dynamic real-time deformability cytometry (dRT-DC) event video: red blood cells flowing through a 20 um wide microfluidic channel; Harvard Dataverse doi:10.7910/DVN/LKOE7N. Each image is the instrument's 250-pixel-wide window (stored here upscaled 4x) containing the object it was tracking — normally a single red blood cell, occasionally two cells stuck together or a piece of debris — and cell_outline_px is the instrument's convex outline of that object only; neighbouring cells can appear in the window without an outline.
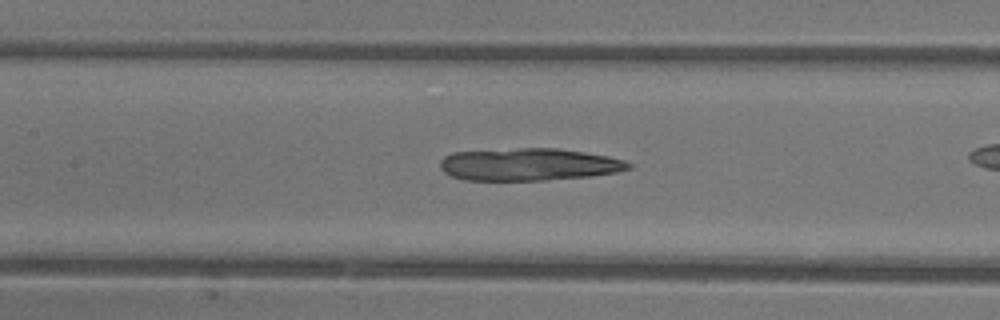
{"species": "common noctule bat (a hibernating species)", "species_latin": "Nyctalus noctula", "temperature_condition": "warm", "stored_images_in_passage": 36, "camera_frame_rate_fps": 3000, "um_per_image_px": 0.085, "animal": {"sex": "female"}, "frame": {"image": 1, "passage_image": 21, "time_ms": 6.667, "image_size_px": [1000, 320], "cell_outline_px": [[632, 168], [616, 172], [588, 176], [548, 180], [464, 180], [452, 176], [444, 172], [440, 168], [440, 160], [444, 156], [452, 152], [520, 148], [556, 148], [584, 152], [608, 156], [624, 160], [632, 164]], "centroid_in_image_um": [44.93, 13.97], "position_along_channel_um": 162.5, "area_um2": 35.6}}